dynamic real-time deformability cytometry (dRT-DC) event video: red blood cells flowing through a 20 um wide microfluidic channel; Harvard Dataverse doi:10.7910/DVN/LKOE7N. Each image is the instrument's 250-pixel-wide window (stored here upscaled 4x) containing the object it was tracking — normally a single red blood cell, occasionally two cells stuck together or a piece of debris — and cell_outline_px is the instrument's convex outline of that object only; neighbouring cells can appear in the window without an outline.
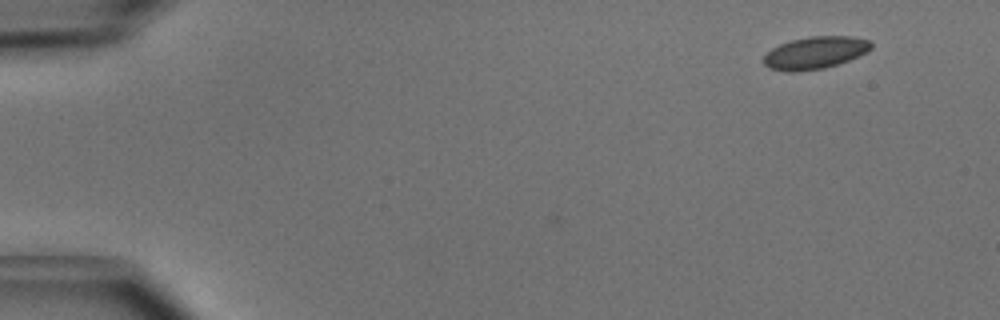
{"species": "common noctule bat (a hibernating species)", "species_latin": "Nyctalus noctula", "temperature_condition": "cold", "stored_images_in_passage": 2, "camera_frame_rate_fps": 3000, "um_per_image_px": 0.085, "animal": {"sex": "male", "body_mass_g": 15.6}, "frame": {"image": 1, "passage_image": 2, "time_ms": 0.333, "image_size_px": [1000, 320], "cell_outline_px": [[872, 48], [868, 52], [848, 60], [824, 68], [796, 72], [788, 72], [768, 68], [764, 64], [764, 56], [772, 48], [780, 44], [792, 40], [808, 36], [852, 36], [868, 40], [872, 44]], "centroid_in_image_um": [69.28, 4.48], "position_along_channel_um": 15.7, "area_um2": 20.23}}